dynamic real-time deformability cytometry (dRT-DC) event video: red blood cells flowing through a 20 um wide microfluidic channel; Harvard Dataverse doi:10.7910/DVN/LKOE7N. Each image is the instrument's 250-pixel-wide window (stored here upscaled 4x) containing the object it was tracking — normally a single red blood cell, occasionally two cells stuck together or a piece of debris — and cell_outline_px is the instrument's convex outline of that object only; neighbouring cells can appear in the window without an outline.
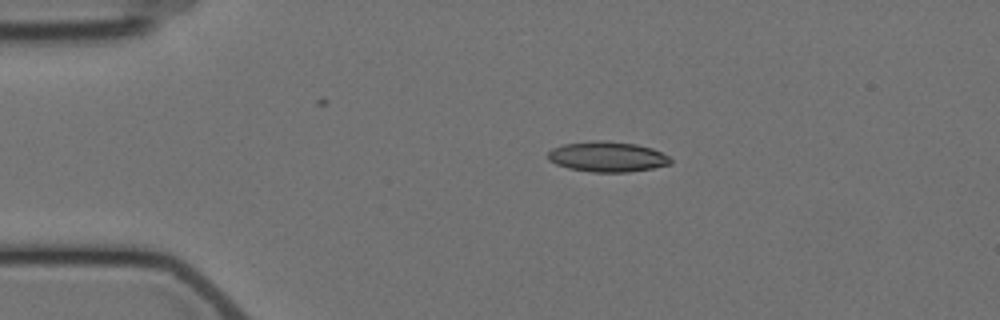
{"species": "Egyptian fruit bat (a non-hibernating species)", "species_latin": "Rousettus aegyptiacus", "temperature_condition": "cold", "stored_images_in_passage": 3, "camera_frame_rate_fps": 3000, "um_per_image_px": 0.085, "animal": {"sex": "female"}, "frame": {"image": 1, "passage_image": 3, "time_ms": 2.333, "image_size_px": [1000, 320], "cell_outline_px": [[672, 164], [652, 168], [628, 172], [592, 172], [568, 168], [556, 164], [548, 160], [548, 152], [552, 148], [564, 144], [600, 140], [604, 140], [636, 144], [652, 148], [668, 156], [672, 160]], "centroid_in_image_um": [51.62, 13.32], "position_along_channel_um": 33.4, "area_um2": 21.62}}